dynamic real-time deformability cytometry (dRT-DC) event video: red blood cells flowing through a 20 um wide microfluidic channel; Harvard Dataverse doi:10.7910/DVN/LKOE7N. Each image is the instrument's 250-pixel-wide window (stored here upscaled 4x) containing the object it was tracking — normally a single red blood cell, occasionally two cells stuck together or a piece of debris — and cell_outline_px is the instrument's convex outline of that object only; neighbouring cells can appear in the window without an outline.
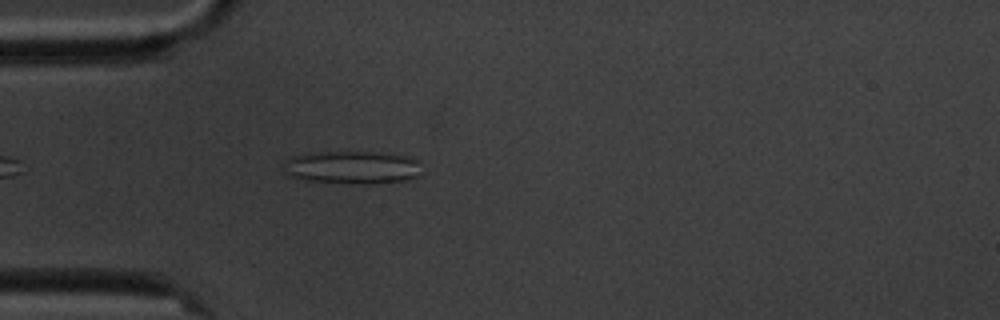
{"species": "common noctule bat (a hibernating species)", "species_latin": "Nyctalus noctula", "temperature_condition": "cold", "stored_images_in_passage": 3, "camera_frame_rate_fps": 3000, "um_per_image_px": 0.085, "animal": {"sex": "male", "body_mass_g": 20.1, "forearm_length_mm": 53.5}, "frame": {"image": 1, "passage_image": 3, "time_ms": 3.333, "image_size_px": [1000, 320], "cell_outline_px": [[420, 160], [416, 176], [408, 180], [368, 184], [360, 184], [308, 180], [288, 176], [284, 172], [284, 160], [292, 156], [304, 152], [372, 152], [408, 156]], "centroid_in_image_um": [29.88, 14.21], "position_along_channel_um": 55.1, "area_um2": 26.59}}